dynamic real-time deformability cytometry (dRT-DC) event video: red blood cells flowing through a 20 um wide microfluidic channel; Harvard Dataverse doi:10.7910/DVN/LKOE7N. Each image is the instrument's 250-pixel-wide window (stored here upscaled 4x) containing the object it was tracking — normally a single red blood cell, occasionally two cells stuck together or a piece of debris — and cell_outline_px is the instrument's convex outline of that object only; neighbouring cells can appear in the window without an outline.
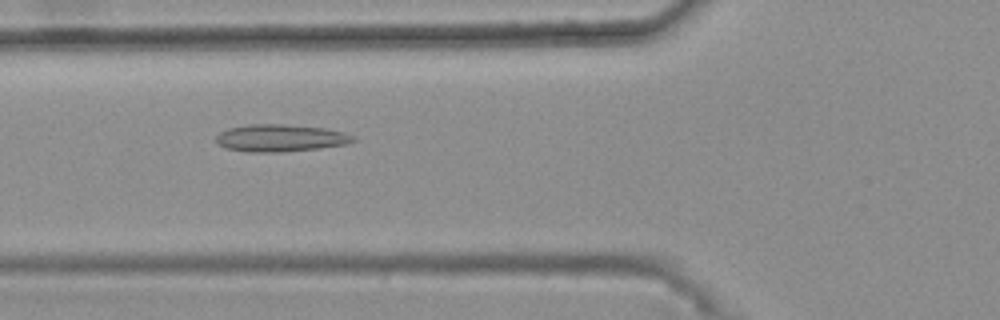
{"species": "common noctule bat (a hibernating species)", "species_latin": "Nyctalus noctula", "temperature_condition": "warm", "stored_images_in_passage": 49, "camera_frame_rate_fps": 3000, "um_per_image_px": 0.085, "animal": {"sex": "female", "body_mass_g": 25.1}, "frame": {"image": 1, "passage_image": 20, "time_ms": 6.333, "image_size_px": [1000, 320], "cell_outline_px": [[356, 140], [344, 144], [320, 148], [284, 152], [248, 152], [224, 148], [216, 144], [216, 136], [220, 132], [228, 128], [248, 124], [284, 124], [324, 128], [344, 132], [356, 136]], "centroid_in_image_um": [23.8, 11.73], "position_along_channel_um": 102.0, "area_um2": 21.96}}
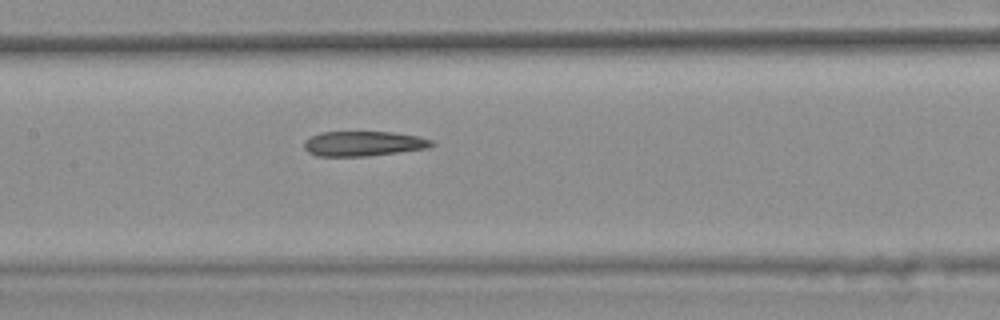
{"frame": {"image": 2, "passage_image": 26, "time_ms": 8.333, "image_size_px": [1000, 320], "cell_outline_px": [[436, 144], [428, 148], [368, 156], [316, 156], [308, 152], [304, 148], [304, 140], [320, 132], [392, 132], [420, 136], [432, 140]], "centroid_in_image_um": [30.9, 12.2], "position_along_channel_um": 176.5, "area_um2": 18.61}}
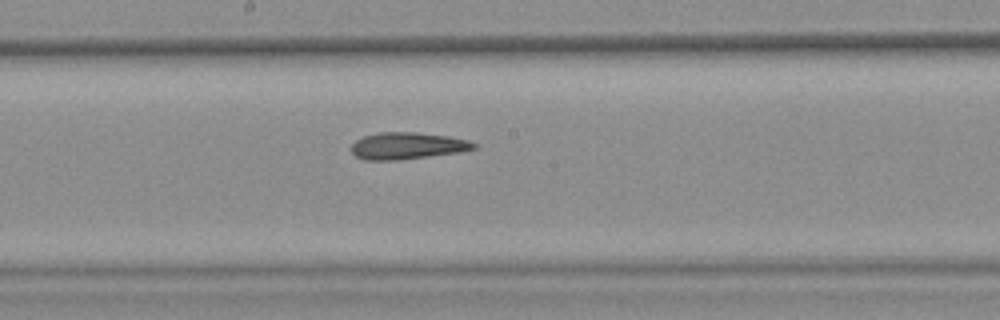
{"frame": {"image": 3, "passage_image": 29, "time_ms": 9.333, "image_size_px": [1000, 320], "cell_outline_px": [[476, 148], [460, 152], [396, 160], [364, 160], [356, 156], [352, 152], [352, 144], [356, 140], [364, 136], [380, 132], [416, 132], [448, 136], [468, 140], [476, 144]], "centroid_in_image_um": [34.61, 12.39], "position_along_channel_um": 213.6, "area_um2": 19.02}}